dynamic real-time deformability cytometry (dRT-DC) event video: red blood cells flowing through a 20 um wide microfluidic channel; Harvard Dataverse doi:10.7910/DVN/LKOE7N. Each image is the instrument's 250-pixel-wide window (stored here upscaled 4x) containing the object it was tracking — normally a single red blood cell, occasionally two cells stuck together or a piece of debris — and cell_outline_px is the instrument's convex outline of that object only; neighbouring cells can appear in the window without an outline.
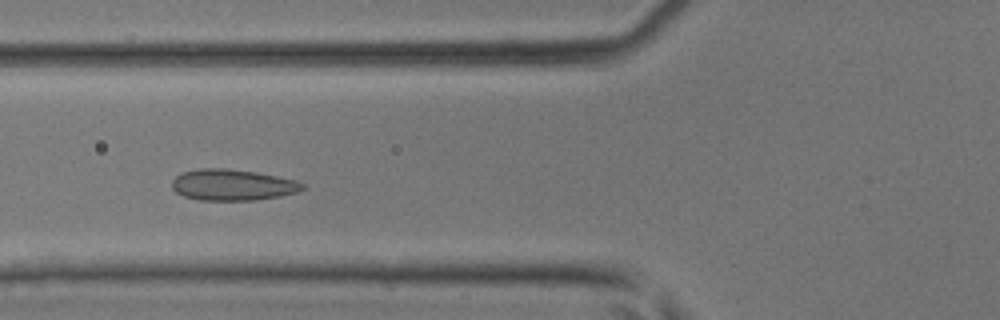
{"species": "common noctule bat (a hibernating species)", "species_latin": "Nyctalus noctula", "temperature_condition": "room temperature", "stored_images_in_passage": 8, "camera_frame_rate_fps": 3000, "um_per_image_px": 0.085, "animal": {"sex": "male", "body_mass_g": 17.9, "forearm_length_mm": 54.2}, "frame": {"image": 1, "passage_image": 5, "time_ms": 1.333, "image_size_px": [1000, 320], "cell_outline_px": [[308, 188], [296, 192], [280, 196], [256, 200], [200, 200], [184, 196], [176, 192], [172, 188], [172, 180], [180, 172], [200, 168], [224, 168], [256, 172], [296, 180], [308, 184]], "centroid_in_image_um": [19.79, 15.71], "position_along_channel_um": 106.0, "area_um2": 23.93}}